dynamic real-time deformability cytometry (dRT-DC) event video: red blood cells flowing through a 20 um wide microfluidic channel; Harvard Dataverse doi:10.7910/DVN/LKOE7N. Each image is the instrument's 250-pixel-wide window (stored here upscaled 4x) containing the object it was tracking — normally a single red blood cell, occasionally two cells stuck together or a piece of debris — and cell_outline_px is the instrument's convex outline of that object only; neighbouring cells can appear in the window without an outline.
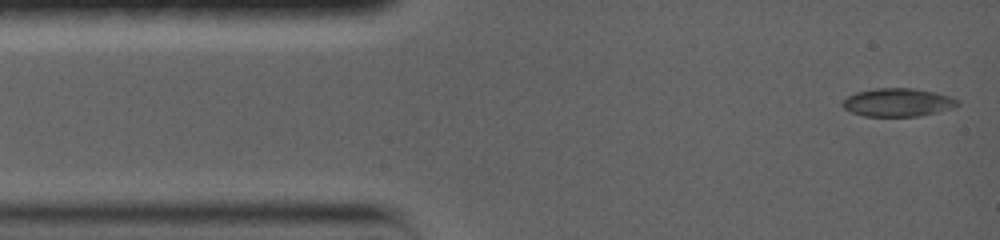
{"species": "common noctule bat (a hibernating species)", "species_latin": "Nyctalus noctula", "temperature_condition": "warm", "stored_images_in_passage": 24, "camera_frame_rate_fps": 5000, "um_per_image_px": 0.085, "animal": {"sex": "female", "body_mass_g": 19.0, "forearm_length_mm": 56.7}, "frame": {"image": 1, "passage_image": 1, "time_ms": 0.0, "image_size_px": [1000, 240], "cell_outline_px": [[960, 104], [936, 112], [920, 116], [864, 116], [852, 112], [844, 108], [840, 104], [848, 96], [856, 92], [876, 88], [912, 88], [936, 92], [960, 100]], "centroid_in_image_um": [76.29, 8.7], "position_along_channel_um": 8.7, "area_um2": 18.79}}
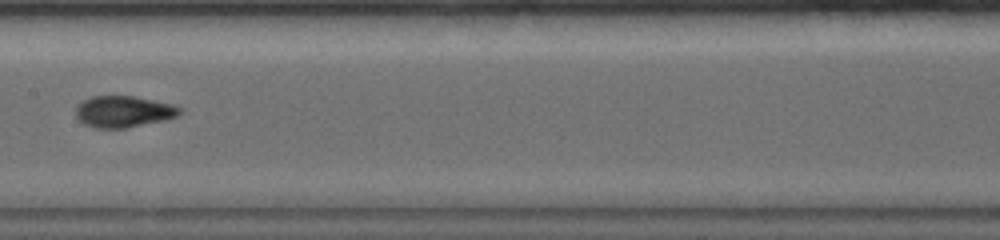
{"frame": {"image": 2, "passage_image": 8, "time_ms": 7.0, "image_size_px": [1000, 240], "cell_outline_px": [[184, 112], [176, 116], [164, 120], [128, 128], [96, 128], [84, 124], [76, 116], [76, 108], [84, 100], [92, 96], [132, 96], [172, 104], [180, 108]], "centroid_in_image_um": [10.51, 9.49], "position_along_channel_um": 196.9, "area_um2": 18.9}}
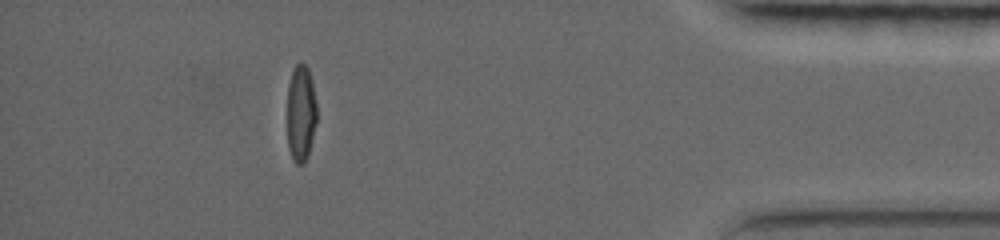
{"frame": {"image": 3, "passage_image": 20, "time_ms": 14.2, "image_size_px": [1000, 240], "cell_outline_px": [[316, 124], [308, 156], [304, 164], [296, 164], [292, 160], [288, 148], [288, 84], [292, 72], [296, 64], [300, 60], [308, 68], [312, 80], [316, 100]], "centroid_in_image_um": [25.58, 9.63], "position_along_channel_um": 409.6, "area_um2": 16.88}}